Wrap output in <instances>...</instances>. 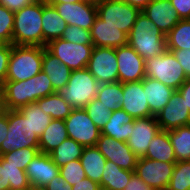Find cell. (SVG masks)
<instances>
[{"label":"cell","instance_id":"cb8c5ba5","mask_svg":"<svg viewBox=\"0 0 190 190\" xmlns=\"http://www.w3.org/2000/svg\"><path fill=\"white\" fill-rule=\"evenodd\" d=\"M135 118L118 108L111 112L109 121L101 130V134L116 140L126 142L130 137V126H133Z\"/></svg>","mask_w":190,"mask_h":190},{"label":"cell","instance_id":"4fadbf2b","mask_svg":"<svg viewBox=\"0 0 190 190\" xmlns=\"http://www.w3.org/2000/svg\"><path fill=\"white\" fill-rule=\"evenodd\" d=\"M161 130L170 131L190 125V110L182 95L175 90L167 105L156 115Z\"/></svg>","mask_w":190,"mask_h":190},{"label":"cell","instance_id":"484cf974","mask_svg":"<svg viewBox=\"0 0 190 190\" xmlns=\"http://www.w3.org/2000/svg\"><path fill=\"white\" fill-rule=\"evenodd\" d=\"M135 171L120 168L114 162L106 160L100 186L103 190H124Z\"/></svg>","mask_w":190,"mask_h":190},{"label":"cell","instance_id":"ac0fdd59","mask_svg":"<svg viewBox=\"0 0 190 190\" xmlns=\"http://www.w3.org/2000/svg\"><path fill=\"white\" fill-rule=\"evenodd\" d=\"M120 108L135 119L153 116L143 90L142 80L123 83V103Z\"/></svg>","mask_w":190,"mask_h":190},{"label":"cell","instance_id":"1f68e13d","mask_svg":"<svg viewBox=\"0 0 190 190\" xmlns=\"http://www.w3.org/2000/svg\"><path fill=\"white\" fill-rule=\"evenodd\" d=\"M95 98L111 112L117 110L123 103V83L100 84Z\"/></svg>","mask_w":190,"mask_h":190},{"label":"cell","instance_id":"7bdbcfd3","mask_svg":"<svg viewBox=\"0 0 190 190\" xmlns=\"http://www.w3.org/2000/svg\"><path fill=\"white\" fill-rule=\"evenodd\" d=\"M10 189H30V183L24 170L8 165Z\"/></svg>","mask_w":190,"mask_h":190},{"label":"cell","instance_id":"d6a6232c","mask_svg":"<svg viewBox=\"0 0 190 190\" xmlns=\"http://www.w3.org/2000/svg\"><path fill=\"white\" fill-rule=\"evenodd\" d=\"M169 139L177 161L190 160V125L170 130Z\"/></svg>","mask_w":190,"mask_h":190},{"label":"cell","instance_id":"d6986e66","mask_svg":"<svg viewBox=\"0 0 190 190\" xmlns=\"http://www.w3.org/2000/svg\"><path fill=\"white\" fill-rule=\"evenodd\" d=\"M142 12L166 36L181 20L170 0H152Z\"/></svg>","mask_w":190,"mask_h":190},{"label":"cell","instance_id":"44dd1931","mask_svg":"<svg viewBox=\"0 0 190 190\" xmlns=\"http://www.w3.org/2000/svg\"><path fill=\"white\" fill-rule=\"evenodd\" d=\"M142 84L151 114L156 116L167 105L175 90L147 76L142 80Z\"/></svg>","mask_w":190,"mask_h":190},{"label":"cell","instance_id":"4316f807","mask_svg":"<svg viewBox=\"0 0 190 190\" xmlns=\"http://www.w3.org/2000/svg\"><path fill=\"white\" fill-rule=\"evenodd\" d=\"M144 157L161 162H177L173 146L169 139V131L160 130L152 138Z\"/></svg>","mask_w":190,"mask_h":190},{"label":"cell","instance_id":"30bf717a","mask_svg":"<svg viewBox=\"0 0 190 190\" xmlns=\"http://www.w3.org/2000/svg\"><path fill=\"white\" fill-rule=\"evenodd\" d=\"M86 68L99 85L118 82V60L115 48L94 47Z\"/></svg>","mask_w":190,"mask_h":190},{"label":"cell","instance_id":"8fae6325","mask_svg":"<svg viewBox=\"0 0 190 190\" xmlns=\"http://www.w3.org/2000/svg\"><path fill=\"white\" fill-rule=\"evenodd\" d=\"M176 162H161L140 157L137 160L135 174L154 190L168 188Z\"/></svg>","mask_w":190,"mask_h":190},{"label":"cell","instance_id":"603a6c76","mask_svg":"<svg viewBox=\"0 0 190 190\" xmlns=\"http://www.w3.org/2000/svg\"><path fill=\"white\" fill-rule=\"evenodd\" d=\"M42 71L48 75L55 92H59L67 85L72 72L46 47L43 51Z\"/></svg>","mask_w":190,"mask_h":190},{"label":"cell","instance_id":"f35d334b","mask_svg":"<svg viewBox=\"0 0 190 190\" xmlns=\"http://www.w3.org/2000/svg\"><path fill=\"white\" fill-rule=\"evenodd\" d=\"M84 109L100 130H102L111 116V111L96 98L91 100Z\"/></svg>","mask_w":190,"mask_h":190},{"label":"cell","instance_id":"ab89813d","mask_svg":"<svg viewBox=\"0 0 190 190\" xmlns=\"http://www.w3.org/2000/svg\"><path fill=\"white\" fill-rule=\"evenodd\" d=\"M14 12L0 4V42L13 44Z\"/></svg>","mask_w":190,"mask_h":190},{"label":"cell","instance_id":"3957f363","mask_svg":"<svg viewBox=\"0 0 190 190\" xmlns=\"http://www.w3.org/2000/svg\"><path fill=\"white\" fill-rule=\"evenodd\" d=\"M42 46L13 45L6 81H25L42 70Z\"/></svg>","mask_w":190,"mask_h":190},{"label":"cell","instance_id":"5bb4252c","mask_svg":"<svg viewBox=\"0 0 190 190\" xmlns=\"http://www.w3.org/2000/svg\"><path fill=\"white\" fill-rule=\"evenodd\" d=\"M160 130L156 116L137 118L130 126L131 134L126 143L138 158L144 157L150 141Z\"/></svg>","mask_w":190,"mask_h":190},{"label":"cell","instance_id":"277c9868","mask_svg":"<svg viewBox=\"0 0 190 190\" xmlns=\"http://www.w3.org/2000/svg\"><path fill=\"white\" fill-rule=\"evenodd\" d=\"M98 81L87 68L71 72L67 85L59 91L62 98L73 108H84L96 97Z\"/></svg>","mask_w":190,"mask_h":190},{"label":"cell","instance_id":"4dcf8cb0","mask_svg":"<svg viewBox=\"0 0 190 190\" xmlns=\"http://www.w3.org/2000/svg\"><path fill=\"white\" fill-rule=\"evenodd\" d=\"M83 149L81 144L68 137L49 155L58 167H62L73 160L80 159Z\"/></svg>","mask_w":190,"mask_h":190},{"label":"cell","instance_id":"836d02e7","mask_svg":"<svg viewBox=\"0 0 190 190\" xmlns=\"http://www.w3.org/2000/svg\"><path fill=\"white\" fill-rule=\"evenodd\" d=\"M167 50H190V19L180 20L166 35Z\"/></svg>","mask_w":190,"mask_h":190},{"label":"cell","instance_id":"8d00e7d4","mask_svg":"<svg viewBox=\"0 0 190 190\" xmlns=\"http://www.w3.org/2000/svg\"><path fill=\"white\" fill-rule=\"evenodd\" d=\"M40 153L39 147H25L11 150L2 154L1 157L8 162V165L18 166L19 169L26 170L28 163Z\"/></svg>","mask_w":190,"mask_h":190},{"label":"cell","instance_id":"52a82bcc","mask_svg":"<svg viewBox=\"0 0 190 190\" xmlns=\"http://www.w3.org/2000/svg\"><path fill=\"white\" fill-rule=\"evenodd\" d=\"M97 15L107 25L117 27L129 35L141 10L123 0H107L96 4Z\"/></svg>","mask_w":190,"mask_h":190},{"label":"cell","instance_id":"bcb514c9","mask_svg":"<svg viewBox=\"0 0 190 190\" xmlns=\"http://www.w3.org/2000/svg\"><path fill=\"white\" fill-rule=\"evenodd\" d=\"M170 3L181 20L190 19V0H170Z\"/></svg>","mask_w":190,"mask_h":190},{"label":"cell","instance_id":"60d3db41","mask_svg":"<svg viewBox=\"0 0 190 190\" xmlns=\"http://www.w3.org/2000/svg\"><path fill=\"white\" fill-rule=\"evenodd\" d=\"M59 174L71 186L86 178L80 159L73 160L59 167Z\"/></svg>","mask_w":190,"mask_h":190},{"label":"cell","instance_id":"7a4b0ae2","mask_svg":"<svg viewBox=\"0 0 190 190\" xmlns=\"http://www.w3.org/2000/svg\"><path fill=\"white\" fill-rule=\"evenodd\" d=\"M43 0L14 12L13 45L42 46Z\"/></svg>","mask_w":190,"mask_h":190},{"label":"cell","instance_id":"7c38bea8","mask_svg":"<svg viewBox=\"0 0 190 190\" xmlns=\"http://www.w3.org/2000/svg\"><path fill=\"white\" fill-rule=\"evenodd\" d=\"M96 147L106 160L114 162L124 170L135 171L138 157L126 142L100 134Z\"/></svg>","mask_w":190,"mask_h":190},{"label":"cell","instance_id":"f907efd6","mask_svg":"<svg viewBox=\"0 0 190 190\" xmlns=\"http://www.w3.org/2000/svg\"><path fill=\"white\" fill-rule=\"evenodd\" d=\"M124 190H154L148 186L137 174H133Z\"/></svg>","mask_w":190,"mask_h":190},{"label":"cell","instance_id":"f546056e","mask_svg":"<svg viewBox=\"0 0 190 190\" xmlns=\"http://www.w3.org/2000/svg\"><path fill=\"white\" fill-rule=\"evenodd\" d=\"M36 103L52 119L65 120L73 110L59 92L40 98Z\"/></svg>","mask_w":190,"mask_h":190},{"label":"cell","instance_id":"7dc6e473","mask_svg":"<svg viewBox=\"0 0 190 190\" xmlns=\"http://www.w3.org/2000/svg\"><path fill=\"white\" fill-rule=\"evenodd\" d=\"M72 186L64 180L60 174L52 179L47 185L44 186V190H71Z\"/></svg>","mask_w":190,"mask_h":190},{"label":"cell","instance_id":"d590c367","mask_svg":"<svg viewBox=\"0 0 190 190\" xmlns=\"http://www.w3.org/2000/svg\"><path fill=\"white\" fill-rule=\"evenodd\" d=\"M166 190H190V160L177 161Z\"/></svg>","mask_w":190,"mask_h":190},{"label":"cell","instance_id":"9a60e30c","mask_svg":"<svg viewBox=\"0 0 190 190\" xmlns=\"http://www.w3.org/2000/svg\"><path fill=\"white\" fill-rule=\"evenodd\" d=\"M53 6L68 25H75L88 31L91 30L97 17L96 3L92 1L84 0L77 3H61Z\"/></svg>","mask_w":190,"mask_h":190},{"label":"cell","instance_id":"f6af8a7d","mask_svg":"<svg viewBox=\"0 0 190 190\" xmlns=\"http://www.w3.org/2000/svg\"><path fill=\"white\" fill-rule=\"evenodd\" d=\"M173 53L179 64L184 69L187 78H190V50H168Z\"/></svg>","mask_w":190,"mask_h":190},{"label":"cell","instance_id":"b9f144b4","mask_svg":"<svg viewBox=\"0 0 190 190\" xmlns=\"http://www.w3.org/2000/svg\"><path fill=\"white\" fill-rule=\"evenodd\" d=\"M61 38L74 44L93 45L90 31L75 25H67Z\"/></svg>","mask_w":190,"mask_h":190},{"label":"cell","instance_id":"f5cc1de1","mask_svg":"<svg viewBox=\"0 0 190 190\" xmlns=\"http://www.w3.org/2000/svg\"><path fill=\"white\" fill-rule=\"evenodd\" d=\"M8 132V110L0 116V146L7 137Z\"/></svg>","mask_w":190,"mask_h":190},{"label":"cell","instance_id":"c3c4849f","mask_svg":"<svg viewBox=\"0 0 190 190\" xmlns=\"http://www.w3.org/2000/svg\"><path fill=\"white\" fill-rule=\"evenodd\" d=\"M8 162L0 156V190H9Z\"/></svg>","mask_w":190,"mask_h":190},{"label":"cell","instance_id":"91938a15","mask_svg":"<svg viewBox=\"0 0 190 190\" xmlns=\"http://www.w3.org/2000/svg\"><path fill=\"white\" fill-rule=\"evenodd\" d=\"M30 190H44L43 188H30Z\"/></svg>","mask_w":190,"mask_h":190},{"label":"cell","instance_id":"74e56055","mask_svg":"<svg viewBox=\"0 0 190 190\" xmlns=\"http://www.w3.org/2000/svg\"><path fill=\"white\" fill-rule=\"evenodd\" d=\"M30 88L32 103L36 102L40 98L55 93L48 75L42 70L37 75L30 78Z\"/></svg>","mask_w":190,"mask_h":190},{"label":"cell","instance_id":"ffe728a7","mask_svg":"<svg viewBox=\"0 0 190 190\" xmlns=\"http://www.w3.org/2000/svg\"><path fill=\"white\" fill-rule=\"evenodd\" d=\"M94 47L118 48L128 44V35L117 27L107 25L97 15L90 30Z\"/></svg>","mask_w":190,"mask_h":190},{"label":"cell","instance_id":"9c48e42d","mask_svg":"<svg viewBox=\"0 0 190 190\" xmlns=\"http://www.w3.org/2000/svg\"><path fill=\"white\" fill-rule=\"evenodd\" d=\"M64 123L69 138L83 147L96 146L101 130L94 124L84 108L73 109Z\"/></svg>","mask_w":190,"mask_h":190},{"label":"cell","instance_id":"11a10c76","mask_svg":"<svg viewBox=\"0 0 190 190\" xmlns=\"http://www.w3.org/2000/svg\"><path fill=\"white\" fill-rule=\"evenodd\" d=\"M124 2L133 5L141 11L152 1V0H123Z\"/></svg>","mask_w":190,"mask_h":190},{"label":"cell","instance_id":"680465c9","mask_svg":"<svg viewBox=\"0 0 190 190\" xmlns=\"http://www.w3.org/2000/svg\"><path fill=\"white\" fill-rule=\"evenodd\" d=\"M102 1H107V0H94V3H99V2H102Z\"/></svg>","mask_w":190,"mask_h":190},{"label":"cell","instance_id":"e575fe53","mask_svg":"<svg viewBox=\"0 0 190 190\" xmlns=\"http://www.w3.org/2000/svg\"><path fill=\"white\" fill-rule=\"evenodd\" d=\"M18 110L28 119L32 130L38 135V137L43 134V131L52 120L51 116L45 114L36 102L22 106Z\"/></svg>","mask_w":190,"mask_h":190},{"label":"cell","instance_id":"7402d4cb","mask_svg":"<svg viewBox=\"0 0 190 190\" xmlns=\"http://www.w3.org/2000/svg\"><path fill=\"white\" fill-rule=\"evenodd\" d=\"M7 110H18L32 103L30 79L25 81H5L1 86Z\"/></svg>","mask_w":190,"mask_h":190},{"label":"cell","instance_id":"6f0895ef","mask_svg":"<svg viewBox=\"0 0 190 190\" xmlns=\"http://www.w3.org/2000/svg\"><path fill=\"white\" fill-rule=\"evenodd\" d=\"M6 111L7 109L5 106L3 90H2V87L0 86V116L6 113Z\"/></svg>","mask_w":190,"mask_h":190},{"label":"cell","instance_id":"db71d44e","mask_svg":"<svg viewBox=\"0 0 190 190\" xmlns=\"http://www.w3.org/2000/svg\"><path fill=\"white\" fill-rule=\"evenodd\" d=\"M185 100L190 110V78H188L177 90Z\"/></svg>","mask_w":190,"mask_h":190},{"label":"cell","instance_id":"8992f818","mask_svg":"<svg viewBox=\"0 0 190 190\" xmlns=\"http://www.w3.org/2000/svg\"><path fill=\"white\" fill-rule=\"evenodd\" d=\"M25 147H39V137L19 110H8V132L0 146V156Z\"/></svg>","mask_w":190,"mask_h":190},{"label":"cell","instance_id":"9f6ffc18","mask_svg":"<svg viewBox=\"0 0 190 190\" xmlns=\"http://www.w3.org/2000/svg\"><path fill=\"white\" fill-rule=\"evenodd\" d=\"M79 1H84V0H44V2L48 5H55V4H61V3H77Z\"/></svg>","mask_w":190,"mask_h":190},{"label":"cell","instance_id":"816d5d0a","mask_svg":"<svg viewBox=\"0 0 190 190\" xmlns=\"http://www.w3.org/2000/svg\"><path fill=\"white\" fill-rule=\"evenodd\" d=\"M71 190H101V186L99 183L92 181L89 178H85L74 184Z\"/></svg>","mask_w":190,"mask_h":190},{"label":"cell","instance_id":"83f0119b","mask_svg":"<svg viewBox=\"0 0 190 190\" xmlns=\"http://www.w3.org/2000/svg\"><path fill=\"white\" fill-rule=\"evenodd\" d=\"M68 137L64 120L52 119L39 137V150L49 154Z\"/></svg>","mask_w":190,"mask_h":190},{"label":"cell","instance_id":"5b68a950","mask_svg":"<svg viewBox=\"0 0 190 190\" xmlns=\"http://www.w3.org/2000/svg\"><path fill=\"white\" fill-rule=\"evenodd\" d=\"M145 75L178 90L188 79L184 69L171 51L152 57L145 61Z\"/></svg>","mask_w":190,"mask_h":190},{"label":"cell","instance_id":"94428289","mask_svg":"<svg viewBox=\"0 0 190 190\" xmlns=\"http://www.w3.org/2000/svg\"><path fill=\"white\" fill-rule=\"evenodd\" d=\"M9 190H30V189H9Z\"/></svg>","mask_w":190,"mask_h":190},{"label":"cell","instance_id":"6da1fadb","mask_svg":"<svg viewBox=\"0 0 190 190\" xmlns=\"http://www.w3.org/2000/svg\"><path fill=\"white\" fill-rule=\"evenodd\" d=\"M128 45L145 61L167 51L166 36L142 11L128 35Z\"/></svg>","mask_w":190,"mask_h":190},{"label":"cell","instance_id":"681fc988","mask_svg":"<svg viewBox=\"0 0 190 190\" xmlns=\"http://www.w3.org/2000/svg\"><path fill=\"white\" fill-rule=\"evenodd\" d=\"M36 0H0V4L4 5L12 12L19 11L25 6L33 4Z\"/></svg>","mask_w":190,"mask_h":190},{"label":"cell","instance_id":"e0dca14e","mask_svg":"<svg viewBox=\"0 0 190 190\" xmlns=\"http://www.w3.org/2000/svg\"><path fill=\"white\" fill-rule=\"evenodd\" d=\"M25 173L31 188H44L54 177L59 175V167L49 154L40 152L28 163Z\"/></svg>","mask_w":190,"mask_h":190},{"label":"cell","instance_id":"f1b7e54d","mask_svg":"<svg viewBox=\"0 0 190 190\" xmlns=\"http://www.w3.org/2000/svg\"><path fill=\"white\" fill-rule=\"evenodd\" d=\"M80 161L85 171L86 178L100 183L106 165V158L96 146L84 147Z\"/></svg>","mask_w":190,"mask_h":190},{"label":"cell","instance_id":"d4e9b609","mask_svg":"<svg viewBox=\"0 0 190 190\" xmlns=\"http://www.w3.org/2000/svg\"><path fill=\"white\" fill-rule=\"evenodd\" d=\"M68 24L60 17L54 6L48 5L43 0L42 30L43 47L54 39L61 38Z\"/></svg>","mask_w":190,"mask_h":190},{"label":"cell","instance_id":"ee69618b","mask_svg":"<svg viewBox=\"0 0 190 190\" xmlns=\"http://www.w3.org/2000/svg\"><path fill=\"white\" fill-rule=\"evenodd\" d=\"M11 52H12V44L2 43L0 45V86H2L6 81Z\"/></svg>","mask_w":190,"mask_h":190},{"label":"cell","instance_id":"2e32d148","mask_svg":"<svg viewBox=\"0 0 190 190\" xmlns=\"http://www.w3.org/2000/svg\"><path fill=\"white\" fill-rule=\"evenodd\" d=\"M118 60V81L121 83L143 80L145 60L128 44L115 48Z\"/></svg>","mask_w":190,"mask_h":190},{"label":"cell","instance_id":"ba28073f","mask_svg":"<svg viewBox=\"0 0 190 190\" xmlns=\"http://www.w3.org/2000/svg\"><path fill=\"white\" fill-rule=\"evenodd\" d=\"M46 48L72 71L87 67L94 45H80L62 38L51 40Z\"/></svg>","mask_w":190,"mask_h":190}]
</instances>
